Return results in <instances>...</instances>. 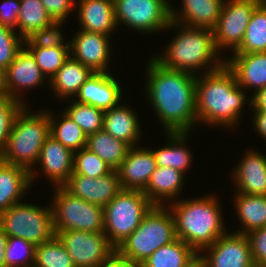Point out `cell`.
Wrapping results in <instances>:
<instances>
[{"label":"cell","mask_w":266,"mask_h":267,"mask_svg":"<svg viewBox=\"0 0 266 267\" xmlns=\"http://www.w3.org/2000/svg\"><path fill=\"white\" fill-rule=\"evenodd\" d=\"M147 66L146 96L162 127L166 133H189L198 122L195 99L197 76L162 67L153 58Z\"/></svg>","instance_id":"1"},{"label":"cell","mask_w":266,"mask_h":267,"mask_svg":"<svg viewBox=\"0 0 266 267\" xmlns=\"http://www.w3.org/2000/svg\"><path fill=\"white\" fill-rule=\"evenodd\" d=\"M246 96L234 72L226 65L212 72L197 75V121L213 126L234 127L239 124ZM218 124V125H217Z\"/></svg>","instance_id":"2"},{"label":"cell","mask_w":266,"mask_h":267,"mask_svg":"<svg viewBox=\"0 0 266 267\" xmlns=\"http://www.w3.org/2000/svg\"><path fill=\"white\" fill-rule=\"evenodd\" d=\"M174 202L169 203L168 207L174 217L176 237L197 254L204 253V249L227 232L220 202L215 196Z\"/></svg>","instance_id":"3"},{"label":"cell","mask_w":266,"mask_h":267,"mask_svg":"<svg viewBox=\"0 0 266 267\" xmlns=\"http://www.w3.org/2000/svg\"><path fill=\"white\" fill-rule=\"evenodd\" d=\"M172 28L180 29L177 36L171 40L172 42L161 56L153 57L162 67L197 76L195 72L200 69L206 68L205 73H208L220 69L225 64L226 58L221 59L218 56L219 51L215 46L213 30L189 27L171 21L166 30ZM211 63L213 65H210Z\"/></svg>","instance_id":"4"},{"label":"cell","mask_w":266,"mask_h":267,"mask_svg":"<svg viewBox=\"0 0 266 267\" xmlns=\"http://www.w3.org/2000/svg\"><path fill=\"white\" fill-rule=\"evenodd\" d=\"M26 108L25 105L15 117L0 159L27 169L32 185L37 178L34 166L37 165L44 141L50 136V119L48 111L31 114Z\"/></svg>","instance_id":"5"},{"label":"cell","mask_w":266,"mask_h":267,"mask_svg":"<svg viewBox=\"0 0 266 267\" xmlns=\"http://www.w3.org/2000/svg\"><path fill=\"white\" fill-rule=\"evenodd\" d=\"M176 238L174 217L169 207L153 205L116 252L130 262L143 264L156 250Z\"/></svg>","instance_id":"6"},{"label":"cell","mask_w":266,"mask_h":267,"mask_svg":"<svg viewBox=\"0 0 266 267\" xmlns=\"http://www.w3.org/2000/svg\"><path fill=\"white\" fill-rule=\"evenodd\" d=\"M153 204L140 190H121L104 207V234L117 249L141 224Z\"/></svg>","instance_id":"7"},{"label":"cell","mask_w":266,"mask_h":267,"mask_svg":"<svg viewBox=\"0 0 266 267\" xmlns=\"http://www.w3.org/2000/svg\"><path fill=\"white\" fill-rule=\"evenodd\" d=\"M48 207L13 204L0 214V228L8 237H20L35 245L52 240L56 233L52 209Z\"/></svg>","instance_id":"8"},{"label":"cell","mask_w":266,"mask_h":267,"mask_svg":"<svg viewBox=\"0 0 266 267\" xmlns=\"http://www.w3.org/2000/svg\"><path fill=\"white\" fill-rule=\"evenodd\" d=\"M54 189L51 209L55 231L104 232V207L73 196L63 186Z\"/></svg>","instance_id":"9"},{"label":"cell","mask_w":266,"mask_h":267,"mask_svg":"<svg viewBox=\"0 0 266 267\" xmlns=\"http://www.w3.org/2000/svg\"><path fill=\"white\" fill-rule=\"evenodd\" d=\"M170 4L169 0H114L117 26L124 24L140 33L166 30L172 21Z\"/></svg>","instance_id":"10"},{"label":"cell","mask_w":266,"mask_h":267,"mask_svg":"<svg viewBox=\"0 0 266 267\" xmlns=\"http://www.w3.org/2000/svg\"><path fill=\"white\" fill-rule=\"evenodd\" d=\"M75 267H99L108 260L116 248L104 233L79 230L55 231Z\"/></svg>","instance_id":"11"},{"label":"cell","mask_w":266,"mask_h":267,"mask_svg":"<svg viewBox=\"0 0 266 267\" xmlns=\"http://www.w3.org/2000/svg\"><path fill=\"white\" fill-rule=\"evenodd\" d=\"M263 0H226L216 27L214 42L218 51L230 47L233 52L241 45L255 8Z\"/></svg>","instance_id":"12"},{"label":"cell","mask_w":266,"mask_h":267,"mask_svg":"<svg viewBox=\"0 0 266 267\" xmlns=\"http://www.w3.org/2000/svg\"><path fill=\"white\" fill-rule=\"evenodd\" d=\"M200 254L203 267H254L250 243L246 234L231 233L220 236Z\"/></svg>","instance_id":"13"},{"label":"cell","mask_w":266,"mask_h":267,"mask_svg":"<svg viewBox=\"0 0 266 267\" xmlns=\"http://www.w3.org/2000/svg\"><path fill=\"white\" fill-rule=\"evenodd\" d=\"M63 187L73 196L102 207L123 190L117 170L97 178L71 174Z\"/></svg>","instance_id":"14"},{"label":"cell","mask_w":266,"mask_h":267,"mask_svg":"<svg viewBox=\"0 0 266 267\" xmlns=\"http://www.w3.org/2000/svg\"><path fill=\"white\" fill-rule=\"evenodd\" d=\"M109 38L101 33L79 30L70 41V56L93 73H108L107 65L111 59Z\"/></svg>","instance_id":"15"},{"label":"cell","mask_w":266,"mask_h":267,"mask_svg":"<svg viewBox=\"0 0 266 267\" xmlns=\"http://www.w3.org/2000/svg\"><path fill=\"white\" fill-rule=\"evenodd\" d=\"M156 168L152 150L130 147L126 158L117 169L122 189L143 191Z\"/></svg>","instance_id":"16"},{"label":"cell","mask_w":266,"mask_h":267,"mask_svg":"<svg viewBox=\"0 0 266 267\" xmlns=\"http://www.w3.org/2000/svg\"><path fill=\"white\" fill-rule=\"evenodd\" d=\"M24 46L17 53L14 61L5 69L7 94L22 103L23 99L20 97L22 95L18 94L20 90L37 88L47 80L32 54Z\"/></svg>","instance_id":"17"},{"label":"cell","mask_w":266,"mask_h":267,"mask_svg":"<svg viewBox=\"0 0 266 267\" xmlns=\"http://www.w3.org/2000/svg\"><path fill=\"white\" fill-rule=\"evenodd\" d=\"M119 85L111 73H93L80 87L74 101L106 111L120 102L122 90Z\"/></svg>","instance_id":"18"},{"label":"cell","mask_w":266,"mask_h":267,"mask_svg":"<svg viewBox=\"0 0 266 267\" xmlns=\"http://www.w3.org/2000/svg\"><path fill=\"white\" fill-rule=\"evenodd\" d=\"M74 152L50 135L41 148L38 164L53 185L63 186L73 173Z\"/></svg>","instance_id":"19"},{"label":"cell","mask_w":266,"mask_h":267,"mask_svg":"<svg viewBox=\"0 0 266 267\" xmlns=\"http://www.w3.org/2000/svg\"><path fill=\"white\" fill-rule=\"evenodd\" d=\"M232 175L237 193L266 195V156L264 154L247 150Z\"/></svg>","instance_id":"20"},{"label":"cell","mask_w":266,"mask_h":267,"mask_svg":"<svg viewBox=\"0 0 266 267\" xmlns=\"http://www.w3.org/2000/svg\"><path fill=\"white\" fill-rule=\"evenodd\" d=\"M183 8L179 13L170 6V16L173 22L189 27H216L225 0H182Z\"/></svg>","instance_id":"21"},{"label":"cell","mask_w":266,"mask_h":267,"mask_svg":"<svg viewBox=\"0 0 266 267\" xmlns=\"http://www.w3.org/2000/svg\"><path fill=\"white\" fill-rule=\"evenodd\" d=\"M230 58L225 63L234 72L239 86L253 88L255 92L266 87V52L234 54Z\"/></svg>","instance_id":"22"},{"label":"cell","mask_w":266,"mask_h":267,"mask_svg":"<svg viewBox=\"0 0 266 267\" xmlns=\"http://www.w3.org/2000/svg\"><path fill=\"white\" fill-rule=\"evenodd\" d=\"M81 30L110 36L116 29L114 0H78Z\"/></svg>","instance_id":"23"},{"label":"cell","mask_w":266,"mask_h":267,"mask_svg":"<svg viewBox=\"0 0 266 267\" xmlns=\"http://www.w3.org/2000/svg\"><path fill=\"white\" fill-rule=\"evenodd\" d=\"M136 115L129 106L119 104L104 112L103 129L130 147L137 146L142 132Z\"/></svg>","instance_id":"24"},{"label":"cell","mask_w":266,"mask_h":267,"mask_svg":"<svg viewBox=\"0 0 266 267\" xmlns=\"http://www.w3.org/2000/svg\"><path fill=\"white\" fill-rule=\"evenodd\" d=\"M184 175L174 168L157 166L156 170L151 174L146 188L142 192L153 205L164 206V202L166 201V204H168L169 200V203L175 201V199L178 200L177 195L183 190Z\"/></svg>","instance_id":"25"},{"label":"cell","mask_w":266,"mask_h":267,"mask_svg":"<svg viewBox=\"0 0 266 267\" xmlns=\"http://www.w3.org/2000/svg\"><path fill=\"white\" fill-rule=\"evenodd\" d=\"M30 172L18 165L0 159V214L11 205L22 202L21 197L30 189Z\"/></svg>","instance_id":"26"},{"label":"cell","mask_w":266,"mask_h":267,"mask_svg":"<svg viewBox=\"0 0 266 267\" xmlns=\"http://www.w3.org/2000/svg\"><path fill=\"white\" fill-rule=\"evenodd\" d=\"M93 72L81 62L71 56L58 69L48 84L54 94L59 98H70L76 96L80 87L87 81Z\"/></svg>","instance_id":"27"},{"label":"cell","mask_w":266,"mask_h":267,"mask_svg":"<svg viewBox=\"0 0 266 267\" xmlns=\"http://www.w3.org/2000/svg\"><path fill=\"white\" fill-rule=\"evenodd\" d=\"M166 134L169 138V145L162 146L157 150L152 149L157 166L171 167L184 174L187 169H190L189 166L192 162V154L186 147L187 143H185L190 133L169 132Z\"/></svg>","instance_id":"28"},{"label":"cell","mask_w":266,"mask_h":267,"mask_svg":"<svg viewBox=\"0 0 266 267\" xmlns=\"http://www.w3.org/2000/svg\"><path fill=\"white\" fill-rule=\"evenodd\" d=\"M234 199L238 219L243 225L236 233L247 234L266 227V195L237 193Z\"/></svg>","instance_id":"29"},{"label":"cell","mask_w":266,"mask_h":267,"mask_svg":"<svg viewBox=\"0 0 266 267\" xmlns=\"http://www.w3.org/2000/svg\"><path fill=\"white\" fill-rule=\"evenodd\" d=\"M86 148L96 153L113 170H117L126 158L130 146L102 129L87 136Z\"/></svg>","instance_id":"30"},{"label":"cell","mask_w":266,"mask_h":267,"mask_svg":"<svg viewBox=\"0 0 266 267\" xmlns=\"http://www.w3.org/2000/svg\"><path fill=\"white\" fill-rule=\"evenodd\" d=\"M197 255L188 244L176 238L156 250L141 265L142 267H185Z\"/></svg>","instance_id":"31"},{"label":"cell","mask_w":266,"mask_h":267,"mask_svg":"<svg viewBox=\"0 0 266 267\" xmlns=\"http://www.w3.org/2000/svg\"><path fill=\"white\" fill-rule=\"evenodd\" d=\"M266 52V0L254 10L241 45L233 54Z\"/></svg>","instance_id":"32"},{"label":"cell","mask_w":266,"mask_h":267,"mask_svg":"<svg viewBox=\"0 0 266 267\" xmlns=\"http://www.w3.org/2000/svg\"><path fill=\"white\" fill-rule=\"evenodd\" d=\"M53 20L49 17L41 0H20L17 27L19 35L25 40L35 31L49 26Z\"/></svg>","instance_id":"33"},{"label":"cell","mask_w":266,"mask_h":267,"mask_svg":"<svg viewBox=\"0 0 266 267\" xmlns=\"http://www.w3.org/2000/svg\"><path fill=\"white\" fill-rule=\"evenodd\" d=\"M59 116H62V118L58 123L54 116H52V112H49L50 135L73 152L85 148L87 145V135L82 131V128L64 111Z\"/></svg>","instance_id":"34"},{"label":"cell","mask_w":266,"mask_h":267,"mask_svg":"<svg viewBox=\"0 0 266 267\" xmlns=\"http://www.w3.org/2000/svg\"><path fill=\"white\" fill-rule=\"evenodd\" d=\"M33 267H75L62 242L55 236L52 240L36 245Z\"/></svg>","instance_id":"35"},{"label":"cell","mask_w":266,"mask_h":267,"mask_svg":"<svg viewBox=\"0 0 266 267\" xmlns=\"http://www.w3.org/2000/svg\"><path fill=\"white\" fill-rule=\"evenodd\" d=\"M48 82L70 57V47H27Z\"/></svg>","instance_id":"36"},{"label":"cell","mask_w":266,"mask_h":267,"mask_svg":"<svg viewBox=\"0 0 266 267\" xmlns=\"http://www.w3.org/2000/svg\"><path fill=\"white\" fill-rule=\"evenodd\" d=\"M88 136L103 129L104 112L92 105L73 102L64 111Z\"/></svg>","instance_id":"37"},{"label":"cell","mask_w":266,"mask_h":267,"mask_svg":"<svg viewBox=\"0 0 266 267\" xmlns=\"http://www.w3.org/2000/svg\"><path fill=\"white\" fill-rule=\"evenodd\" d=\"M5 267H33L36 245L20 237H8Z\"/></svg>","instance_id":"38"},{"label":"cell","mask_w":266,"mask_h":267,"mask_svg":"<svg viewBox=\"0 0 266 267\" xmlns=\"http://www.w3.org/2000/svg\"><path fill=\"white\" fill-rule=\"evenodd\" d=\"M113 169L96 153L88 148L74 152L73 173L87 177H100L110 173Z\"/></svg>","instance_id":"39"},{"label":"cell","mask_w":266,"mask_h":267,"mask_svg":"<svg viewBox=\"0 0 266 267\" xmlns=\"http://www.w3.org/2000/svg\"><path fill=\"white\" fill-rule=\"evenodd\" d=\"M24 106L8 94L0 95V152L6 146L15 117Z\"/></svg>","instance_id":"40"},{"label":"cell","mask_w":266,"mask_h":267,"mask_svg":"<svg viewBox=\"0 0 266 267\" xmlns=\"http://www.w3.org/2000/svg\"><path fill=\"white\" fill-rule=\"evenodd\" d=\"M63 22L53 21L49 26L35 31L24 40L25 47H70V42L64 43L60 27Z\"/></svg>","instance_id":"41"},{"label":"cell","mask_w":266,"mask_h":267,"mask_svg":"<svg viewBox=\"0 0 266 267\" xmlns=\"http://www.w3.org/2000/svg\"><path fill=\"white\" fill-rule=\"evenodd\" d=\"M24 39L13 28L0 24V67L6 69L23 48Z\"/></svg>","instance_id":"42"},{"label":"cell","mask_w":266,"mask_h":267,"mask_svg":"<svg viewBox=\"0 0 266 267\" xmlns=\"http://www.w3.org/2000/svg\"><path fill=\"white\" fill-rule=\"evenodd\" d=\"M246 235L255 265L266 267V227L252 230Z\"/></svg>","instance_id":"43"},{"label":"cell","mask_w":266,"mask_h":267,"mask_svg":"<svg viewBox=\"0 0 266 267\" xmlns=\"http://www.w3.org/2000/svg\"><path fill=\"white\" fill-rule=\"evenodd\" d=\"M49 17L55 22H64L71 10L76 7L74 0H41Z\"/></svg>","instance_id":"44"},{"label":"cell","mask_w":266,"mask_h":267,"mask_svg":"<svg viewBox=\"0 0 266 267\" xmlns=\"http://www.w3.org/2000/svg\"><path fill=\"white\" fill-rule=\"evenodd\" d=\"M20 10V0H4L0 7V24L15 29Z\"/></svg>","instance_id":"45"},{"label":"cell","mask_w":266,"mask_h":267,"mask_svg":"<svg viewBox=\"0 0 266 267\" xmlns=\"http://www.w3.org/2000/svg\"><path fill=\"white\" fill-rule=\"evenodd\" d=\"M99 267H142L141 264L130 262L115 252L108 260L104 261Z\"/></svg>","instance_id":"46"},{"label":"cell","mask_w":266,"mask_h":267,"mask_svg":"<svg viewBox=\"0 0 266 267\" xmlns=\"http://www.w3.org/2000/svg\"><path fill=\"white\" fill-rule=\"evenodd\" d=\"M249 103L252 111H266V87L254 92Z\"/></svg>","instance_id":"47"},{"label":"cell","mask_w":266,"mask_h":267,"mask_svg":"<svg viewBox=\"0 0 266 267\" xmlns=\"http://www.w3.org/2000/svg\"><path fill=\"white\" fill-rule=\"evenodd\" d=\"M254 126L255 131L260 134V136L266 139V111H254Z\"/></svg>","instance_id":"48"},{"label":"cell","mask_w":266,"mask_h":267,"mask_svg":"<svg viewBox=\"0 0 266 267\" xmlns=\"http://www.w3.org/2000/svg\"><path fill=\"white\" fill-rule=\"evenodd\" d=\"M8 236L0 228V267H5V249L7 246Z\"/></svg>","instance_id":"49"},{"label":"cell","mask_w":266,"mask_h":267,"mask_svg":"<svg viewBox=\"0 0 266 267\" xmlns=\"http://www.w3.org/2000/svg\"><path fill=\"white\" fill-rule=\"evenodd\" d=\"M7 94L5 69L0 67V95Z\"/></svg>","instance_id":"50"},{"label":"cell","mask_w":266,"mask_h":267,"mask_svg":"<svg viewBox=\"0 0 266 267\" xmlns=\"http://www.w3.org/2000/svg\"><path fill=\"white\" fill-rule=\"evenodd\" d=\"M185 267H203L202 259L198 254L188 265Z\"/></svg>","instance_id":"51"}]
</instances>
